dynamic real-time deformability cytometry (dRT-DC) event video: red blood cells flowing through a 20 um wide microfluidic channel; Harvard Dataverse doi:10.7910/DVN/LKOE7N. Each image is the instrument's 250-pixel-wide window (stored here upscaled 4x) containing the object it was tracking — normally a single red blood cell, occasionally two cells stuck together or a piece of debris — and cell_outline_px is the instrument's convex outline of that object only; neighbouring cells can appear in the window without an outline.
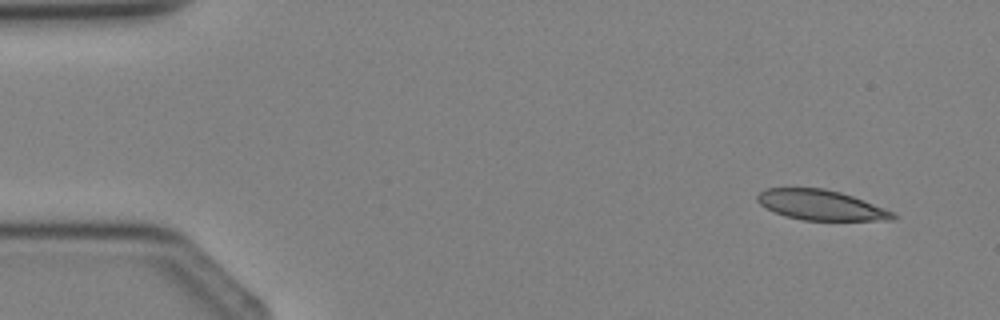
{"species": "Egyptian fruit bat (a non-hibernating species)", "species_latin": "Rousettus aegyptiacus", "temperature_condition": "cold", "stored_images_in_passage": 3, "camera_frame_rate_fps": 3000, "um_per_image_px": 0.085, "animal": {"sex": "female"}, "frame": {"image": 1, "passage_image": 1, "time_ms": 0.0, "image_size_px": [1000, 320], "cell_outline_px": [[896, 220], [804, 220], [788, 216], [776, 212], [760, 204], [756, 200], [756, 196], [764, 188], [824, 188], [840, 192], [852, 196], [884, 208], [892, 212], [896, 216]], "centroid_in_image_um": [69.77, 17.42], "position_along_channel_um": 15.2, "area_um2": 23.47}}